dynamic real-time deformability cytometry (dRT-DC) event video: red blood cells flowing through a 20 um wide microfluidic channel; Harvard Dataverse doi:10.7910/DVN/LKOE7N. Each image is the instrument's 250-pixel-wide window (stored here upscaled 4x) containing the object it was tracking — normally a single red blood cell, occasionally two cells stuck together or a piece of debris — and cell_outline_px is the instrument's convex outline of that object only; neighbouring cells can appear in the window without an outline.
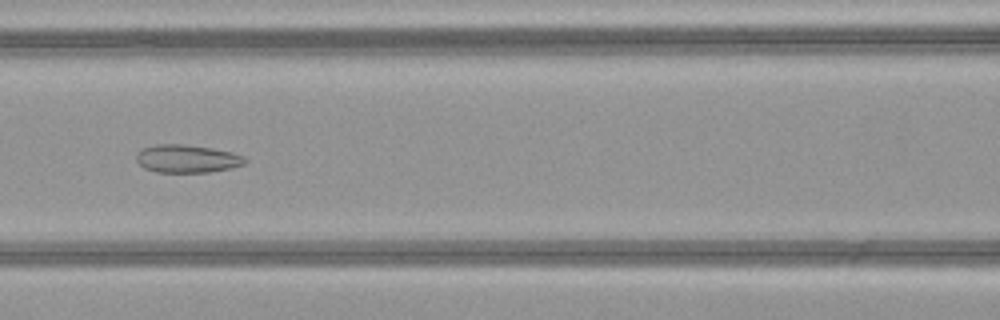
{"species": "common noctule bat (a hibernating species)", "species_latin": "Nyctalus noctula", "temperature_condition": "warm", "stored_images_in_passage": 50, "camera_frame_rate_fps": 3000, "um_per_image_px": 0.085, "animal": {"sex": "female", "body_mass_g": 21.9}, "frame": {"image": 1, "passage_image": 23, "time_ms": 7.333, "image_size_px": [1000, 320], "cell_outline_px": [[248, 160], [244, 164], [232, 168], [208, 172], [156, 172], [144, 168], [136, 160], [136, 152], [144, 148], [156, 144], [184, 144], [212, 148], [232, 152], [244, 156]], "centroid_in_image_um": [15.91, 13.49], "position_along_channel_um": 150.7, "area_um2": 17.8}}
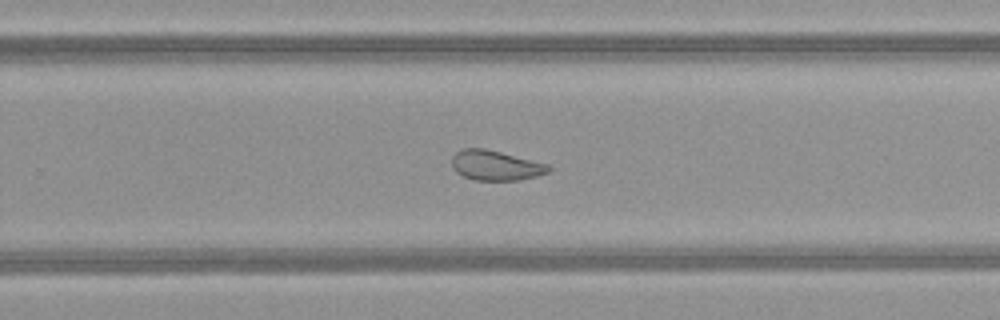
{"frame": {"image": 2, "passage_image": 33, "time_ms": 10.667, "image_size_px": [1000, 320], "cell_outline_px": [[552, 168], [548, 172], [536, 176], [520, 180], [476, 180], [464, 176], [456, 172], [452, 168], [452, 156], [456, 152], [464, 148], [484, 148], [552, 164]], "centroid_in_image_um": [42.17, 14.05], "position_along_channel_um": 287.6, "area_um2": 17.05}}
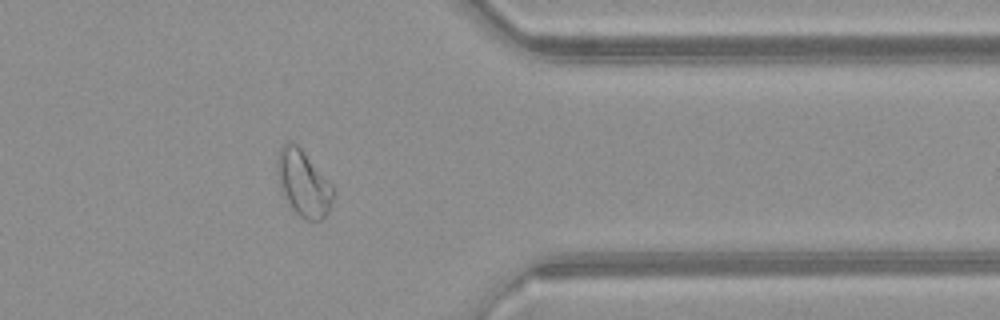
{"frame": {"image": 3, "passage_image": 41, "time_ms": 13.333, "image_size_px": [1000, 320], "cell_outline_px": [[336, 192], [328, 212], [320, 220], [304, 220], [292, 208], [280, 184], [276, 172], [276, 160], [280, 148], [288, 140], [292, 140], [304, 152], [336, 188]], "centroid_in_image_um": [25.82, 15.55], "position_along_channel_um": 385.6, "area_um2": 21.5}, "authors_computed_cell_mechanics": {"area_um2": 23.0333, "velocity_mm_per_s": 4.124, "shape_relaxation_time_tau1_ms": null, "shape_relaxation_time_tau2_ms": 1.7768, "deformation_change_tau1": null, "deformation_change_tau2": 0.0789}}